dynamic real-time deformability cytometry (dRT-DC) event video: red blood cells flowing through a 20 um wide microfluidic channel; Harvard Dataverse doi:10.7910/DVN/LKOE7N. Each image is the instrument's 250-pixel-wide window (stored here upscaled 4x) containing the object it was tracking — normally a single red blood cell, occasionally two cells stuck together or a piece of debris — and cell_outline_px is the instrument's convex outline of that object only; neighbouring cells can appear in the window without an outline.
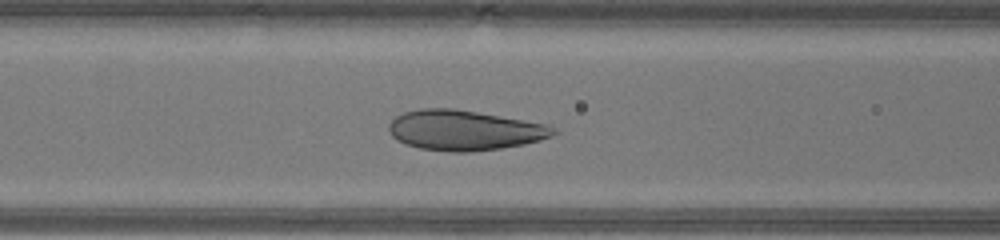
{"species": "human", "species_latin": "Homo sapiens", "temperature_condition": "warm", "stored_images_in_passage": 34, "camera_frame_rate_fps": 3000, "um_per_image_px": 0.085, "donor": {"sex": "male"}, "frame": {"image": 1, "passage_image": 11, "time_ms": 3.333, "image_size_px": [1000, 240], "cell_outline_px": [[560, 132], [552, 136], [540, 140], [524, 144], [500, 148], [468, 152], [452, 152], [420, 148], [404, 144], [396, 140], [392, 136], [388, 128], [388, 124], [396, 116], [404, 112], [420, 108], [452, 108], [548, 124]], "centroid_in_image_um": [39.46, 11.07], "position_along_channel_um": 127.1, "area_um2": 38.49}}
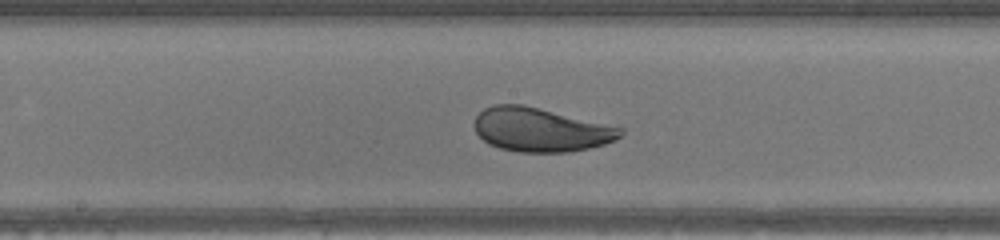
{"frame": {"image": 2, "passage_image": 16, "time_ms": 5.0, "image_size_px": [1000, 240], "cell_outline_px": [[624, 132], [616, 140], [604, 144], [588, 148], [568, 152], [520, 152], [500, 148], [488, 144], [476, 132], [476, 116], [484, 108], [496, 104], [524, 104], [624, 128]], "centroid_in_image_um": [45.97, 11.02], "position_along_channel_um": 202.2, "area_um2": 37.22}}
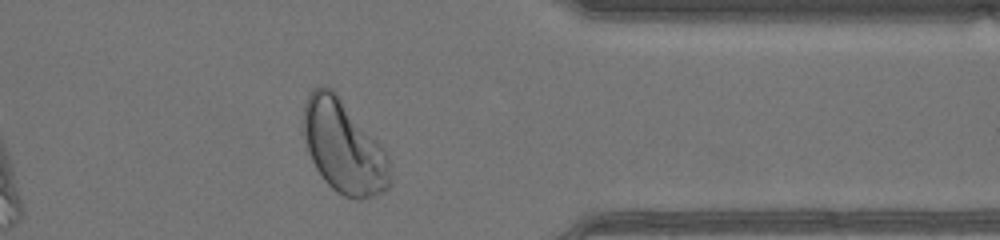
{"frame": {"image": 3, "passage_image": 29, "time_ms": 9.333, "image_size_px": [1000, 240], "cell_outline_px": [[392, 180], [388, 188], [376, 196], [364, 200], [360, 200], [344, 196], [332, 188], [324, 180], [316, 168], [308, 152], [300, 120], [304, 104], [308, 96], [316, 88], [324, 84], [332, 88], [336, 92], [384, 148], [388, 156]], "centroid_in_image_um": [29.21, 12.48], "position_along_channel_um": 382.2, "area_um2": 47.4}, "authors_computed_cell_mechanics": {"area_um2": 40.3444, "velocity_mm_per_s": 4.4947, "shape_relaxation_time_tau1_ms": 2.5841, "shape_relaxation_time_tau2_ms": null, "deformation_change_tau1": 0.1496, "deformation_change_tau2": null}}